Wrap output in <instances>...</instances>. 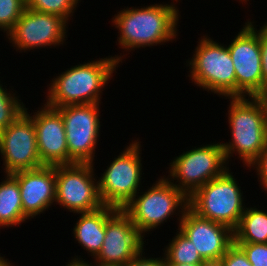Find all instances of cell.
<instances>
[{
	"label": "cell",
	"mask_w": 267,
	"mask_h": 266,
	"mask_svg": "<svg viewBox=\"0 0 267 266\" xmlns=\"http://www.w3.org/2000/svg\"><path fill=\"white\" fill-rule=\"evenodd\" d=\"M171 1L170 4L154 3L141 8L125 7L112 17V25L119 29L116 45L124 50L123 54L113 56L119 64L131 51L174 42L179 35L177 28L181 15L176 5L179 1Z\"/></svg>",
	"instance_id": "1"
},
{
	"label": "cell",
	"mask_w": 267,
	"mask_h": 266,
	"mask_svg": "<svg viewBox=\"0 0 267 266\" xmlns=\"http://www.w3.org/2000/svg\"><path fill=\"white\" fill-rule=\"evenodd\" d=\"M119 66L113 56L72 65L50 80L44 103L51 108L101 103L105 87Z\"/></svg>",
	"instance_id": "2"
},
{
	"label": "cell",
	"mask_w": 267,
	"mask_h": 266,
	"mask_svg": "<svg viewBox=\"0 0 267 266\" xmlns=\"http://www.w3.org/2000/svg\"><path fill=\"white\" fill-rule=\"evenodd\" d=\"M231 140L221 142L227 163L236 154L243 167L248 168L267 144L265 111L258 97H225ZM231 157V158H230ZM241 158V159H240Z\"/></svg>",
	"instance_id": "3"
},
{
	"label": "cell",
	"mask_w": 267,
	"mask_h": 266,
	"mask_svg": "<svg viewBox=\"0 0 267 266\" xmlns=\"http://www.w3.org/2000/svg\"><path fill=\"white\" fill-rule=\"evenodd\" d=\"M188 207V197L164 175L150 184L146 191L138 192L122 210L145 239L147 234H151L149 232L159 229L174 215L179 226Z\"/></svg>",
	"instance_id": "4"
},
{
	"label": "cell",
	"mask_w": 267,
	"mask_h": 266,
	"mask_svg": "<svg viewBox=\"0 0 267 266\" xmlns=\"http://www.w3.org/2000/svg\"><path fill=\"white\" fill-rule=\"evenodd\" d=\"M197 42L192 58L184 64L189 67L190 83L217 97H236L235 69L227 45L214 41L208 34Z\"/></svg>",
	"instance_id": "5"
},
{
	"label": "cell",
	"mask_w": 267,
	"mask_h": 266,
	"mask_svg": "<svg viewBox=\"0 0 267 266\" xmlns=\"http://www.w3.org/2000/svg\"><path fill=\"white\" fill-rule=\"evenodd\" d=\"M229 169L197 189L188 198V206L198 216L234 231L246 206L241 186Z\"/></svg>",
	"instance_id": "6"
},
{
	"label": "cell",
	"mask_w": 267,
	"mask_h": 266,
	"mask_svg": "<svg viewBox=\"0 0 267 266\" xmlns=\"http://www.w3.org/2000/svg\"><path fill=\"white\" fill-rule=\"evenodd\" d=\"M124 150L98 179L99 195L103 205L122 210L141 191L142 186V145L139 138L130 140ZM141 185V186H140ZM141 187V188H140Z\"/></svg>",
	"instance_id": "7"
},
{
	"label": "cell",
	"mask_w": 267,
	"mask_h": 266,
	"mask_svg": "<svg viewBox=\"0 0 267 266\" xmlns=\"http://www.w3.org/2000/svg\"><path fill=\"white\" fill-rule=\"evenodd\" d=\"M173 158L166 178L188 198L229 168L221 142L216 141L200 147L192 146Z\"/></svg>",
	"instance_id": "8"
},
{
	"label": "cell",
	"mask_w": 267,
	"mask_h": 266,
	"mask_svg": "<svg viewBox=\"0 0 267 266\" xmlns=\"http://www.w3.org/2000/svg\"><path fill=\"white\" fill-rule=\"evenodd\" d=\"M102 103L68 105L55 108L62 116L69 152V165L93 164L101 122Z\"/></svg>",
	"instance_id": "9"
},
{
	"label": "cell",
	"mask_w": 267,
	"mask_h": 266,
	"mask_svg": "<svg viewBox=\"0 0 267 266\" xmlns=\"http://www.w3.org/2000/svg\"><path fill=\"white\" fill-rule=\"evenodd\" d=\"M94 170V163L56 165L55 204L73 214L92 212L104 206Z\"/></svg>",
	"instance_id": "10"
},
{
	"label": "cell",
	"mask_w": 267,
	"mask_h": 266,
	"mask_svg": "<svg viewBox=\"0 0 267 266\" xmlns=\"http://www.w3.org/2000/svg\"><path fill=\"white\" fill-rule=\"evenodd\" d=\"M69 25L70 23L58 15L26 8L13 29L4 37L19 53L45 47H61L68 40Z\"/></svg>",
	"instance_id": "11"
},
{
	"label": "cell",
	"mask_w": 267,
	"mask_h": 266,
	"mask_svg": "<svg viewBox=\"0 0 267 266\" xmlns=\"http://www.w3.org/2000/svg\"><path fill=\"white\" fill-rule=\"evenodd\" d=\"M27 110L25 107L12 124L0 131L1 168L4 174L45 166L38 153L33 119Z\"/></svg>",
	"instance_id": "12"
},
{
	"label": "cell",
	"mask_w": 267,
	"mask_h": 266,
	"mask_svg": "<svg viewBox=\"0 0 267 266\" xmlns=\"http://www.w3.org/2000/svg\"><path fill=\"white\" fill-rule=\"evenodd\" d=\"M227 44L236 75V97H257L263 92L259 34L247 23Z\"/></svg>",
	"instance_id": "13"
},
{
	"label": "cell",
	"mask_w": 267,
	"mask_h": 266,
	"mask_svg": "<svg viewBox=\"0 0 267 266\" xmlns=\"http://www.w3.org/2000/svg\"><path fill=\"white\" fill-rule=\"evenodd\" d=\"M143 238L131 218L118 209L106 221L101 251L91 263L94 266H125L144 248L146 240Z\"/></svg>",
	"instance_id": "14"
},
{
	"label": "cell",
	"mask_w": 267,
	"mask_h": 266,
	"mask_svg": "<svg viewBox=\"0 0 267 266\" xmlns=\"http://www.w3.org/2000/svg\"><path fill=\"white\" fill-rule=\"evenodd\" d=\"M178 229L193 242L200 256L210 266H215L234 243L233 230L198 216L189 207L185 210Z\"/></svg>",
	"instance_id": "15"
},
{
	"label": "cell",
	"mask_w": 267,
	"mask_h": 266,
	"mask_svg": "<svg viewBox=\"0 0 267 266\" xmlns=\"http://www.w3.org/2000/svg\"><path fill=\"white\" fill-rule=\"evenodd\" d=\"M42 104L41 108L38 107V110L30 113L36 130L37 149L41 162L46 166L69 165L63 118L55 108Z\"/></svg>",
	"instance_id": "16"
},
{
	"label": "cell",
	"mask_w": 267,
	"mask_h": 266,
	"mask_svg": "<svg viewBox=\"0 0 267 266\" xmlns=\"http://www.w3.org/2000/svg\"><path fill=\"white\" fill-rule=\"evenodd\" d=\"M12 175L18 181L23 213L28 219L40 216L55 204L56 166L45 165L33 170L18 171Z\"/></svg>",
	"instance_id": "17"
},
{
	"label": "cell",
	"mask_w": 267,
	"mask_h": 266,
	"mask_svg": "<svg viewBox=\"0 0 267 266\" xmlns=\"http://www.w3.org/2000/svg\"><path fill=\"white\" fill-rule=\"evenodd\" d=\"M118 209L111 206H102L92 212L76 213L79 218L72 231V237L94 259L101 251L105 238L106 221ZM90 253V254H89Z\"/></svg>",
	"instance_id": "18"
},
{
	"label": "cell",
	"mask_w": 267,
	"mask_h": 266,
	"mask_svg": "<svg viewBox=\"0 0 267 266\" xmlns=\"http://www.w3.org/2000/svg\"><path fill=\"white\" fill-rule=\"evenodd\" d=\"M3 176L0 182V229L18 227L29 221L23 213L18 181L12 174Z\"/></svg>",
	"instance_id": "19"
},
{
	"label": "cell",
	"mask_w": 267,
	"mask_h": 266,
	"mask_svg": "<svg viewBox=\"0 0 267 266\" xmlns=\"http://www.w3.org/2000/svg\"><path fill=\"white\" fill-rule=\"evenodd\" d=\"M259 207H246L237 228L234 242L267 243V211Z\"/></svg>",
	"instance_id": "20"
},
{
	"label": "cell",
	"mask_w": 267,
	"mask_h": 266,
	"mask_svg": "<svg viewBox=\"0 0 267 266\" xmlns=\"http://www.w3.org/2000/svg\"><path fill=\"white\" fill-rule=\"evenodd\" d=\"M168 245L164 246L163 256L165 263L209 265L199 254L198 250L179 229Z\"/></svg>",
	"instance_id": "21"
},
{
	"label": "cell",
	"mask_w": 267,
	"mask_h": 266,
	"mask_svg": "<svg viewBox=\"0 0 267 266\" xmlns=\"http://www.w3.org/2000/svg\"><path fill=\"white\" fill-rule=\"evenodd\" d=\"M0 80V131L12 124L25 110L22 99ZM9 90V91H8Z\"/></svg>",
	"instance_id": "22"
},
{
	"label": "cell",
	"mask_w": 267,
	"mask_h": 266,
	"mask_svg": "<svg viewBox=\"0 0 267 266\" xmlns=\"http://www.w3.org/2000/svg\"><path fill=\"white\" fill-rule=\"evenodd\" d=\"M80 2L81 0H26V8L58 15L69 23L73 20L72 17Z\"/></svg>",
	"instance_id": "23"
},
{
	"label": "cell",
	"mask_w": 267,
	"mask_h": 266,
	"mask_svg": "<svg viewBox=\"0 0 267 266\" xmlns=\"http://www.w3.org/2000/svg\"><path fill=\"white\" fill-rule=\"evenodd\" d=\"M26 9V0H0V31L6 35Z\"/></svg>",
	"instance_id": "24"
},
{
	"label": "cell",
	"mask_w": 267,
	"mask_h": 266,
	"mask_svg": "<svg viewBox=\"0 0 267 266\" xmlns=\"http://www.w3.org/2000/svg\"><path fill=\"white\" fill-rule=\"evenodd\" d=\"M234 243L244 251L252 266H267V243Z\"/></svg>",
	"instance_id": "25"
},
{
	"label": "cell",
	"mask_w": 267,
	"mask_h": 266,
	"mask_svg": "<svg viewBox=\"0 0 267 266\" xmlns=\"http://www.w3.org/2000/svg\"><path fill=\"white\" fill-rule=\"evenodd\" d=\"M215 266H252L244 251L233 243Z\"/></svg>",
	"instance_id": "26"
},
{
	"label": "cell",
	"mask_w": 267,
	"mask_h": 266,
	"mask_svg": "<svg viewBox=\"0 0 267 266\" xmlns=\"http://www.w3.org/2000/svg\"><path fill=\"white\" fill-rule=\"evenodd\" d=\"M246 22L259 34L261 46L262 75H263V91L267 88V22L257 30L254 20H246ZM255 23V24H254Z\"/></svg>",
	"instance_id": "27"
},
{
	"label": "cell",
	"mask_w": 267,
	"mask_h": 266,
	"mask_svg": "<svg viewBox=\"0 0 267 266\" xmlns=\"http://www.w3.org/2000/svg\"><path fill=\"white\" fill-rule=\"evenodd\" d=\"M256 171L255 175L258 178L259 186H261V189H264V191L267 193V144L266 147L263 149V151L260 153L259 157L247 168Z\"/></svg>",
	"instance_id": "28"
},
{
	"label": "cell",
	"mask_w": 267,
	"mask_h": 266,
	"mask_svg": "<svg viewBox=\"0 0 267 266\" xmlns=\"http://www.w3.org/2000/svg\"><path fill=\"white\" fill-rule=\"evenodd\" d=\"M144 250H146V246L125 266H165L164 256L157 258L152 256L145 257Z\"/></svg>",
	"instance_id": "29"
},
{
	"label": "cell",
	"mask_w": 267,
	"mask_h": 266,
	"mask_svg": "<svg viewBox=\"0 0 267 266\" xmlns=\"http://www.w3.org/2000/svg\"><path fill=\"white\" fill-rule=\"evenodd\" d=\"M69 262H67L65 266H94L91 261L89 260H85L83 258H81V256H74L73 258L71 257V260H67Z\"/></svg>",
	"instance_id": "30"
},
{
	"label": "cell",
	"mask_w": 267,
	"mask_h": 266,
	"mask_svg": "<svg viewBox=\"0 0 267 266\" xmlns=\"http://www.w3.org/2000/svg\"><path fill=\"white\" fill-rule=\"evenodd\" d=\"M258 99L261 101L264 111H265V118L267 123V88L258 96Z\"/></svg>",
	"instance_id": "31"
},
{
	"label": "cell",
	"mask_w": 267,
	"mask_h": 266,
	"mask_svg": "<svg viewBox=\"0 0 267 266\" xmlns=\"http://www.w3.org/2000/svg\"><path fill=\"white\" fill-rule=\"evenodd\" d=\"M11 260L6 259V257L4 258L3 256H1L0 254V266H8L9 264H11Z\"/></svg>",
	"instance_id": "32"
},
{
	"label": "cell",
	"mask_w": 267,
	"mask_h": 266,
	"mask_svg": "<svg viewBox=\"0 0 267 266\" xmlns=\"http://www.w3.org/2000/svg\"><path fill=\"white\" fill-rule=\"evenodd\" d=\"M165 266H210V265H192V264L165 263Z\"/></svg>",
	"instance_id": "33"
},
{
	"label": "cell",
	"mask_w": 267,
	"mask_h": 266,
	"mask_svg": "<svg viewBox=\"0 0 267 266\" xmlns=\"http://www.w3.org/2000/svg\"><path fill=\"white\" fill-rule=\"evenodd\" d=\"M249 0H239V3L241 2L242 4H248L247 2H248Z\"/></svg>",
	"instance_id": "34"
}]
</instances>
